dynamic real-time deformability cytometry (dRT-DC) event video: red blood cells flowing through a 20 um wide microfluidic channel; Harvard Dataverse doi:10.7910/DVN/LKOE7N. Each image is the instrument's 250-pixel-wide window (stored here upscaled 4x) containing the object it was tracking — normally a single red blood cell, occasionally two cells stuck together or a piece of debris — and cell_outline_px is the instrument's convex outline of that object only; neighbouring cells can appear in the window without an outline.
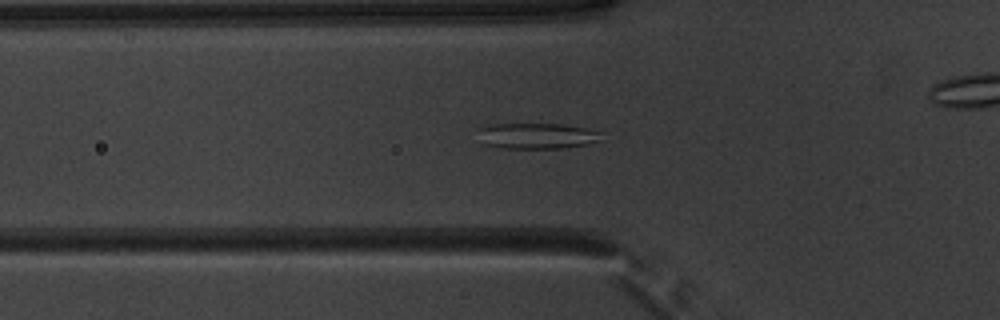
{"species": "common noctule bat (a hibernating species)", "species_latin": "Nyctalus noctula", "temperature_condition": "warm", "stored_images_in_passage": 38, "camera_frame_rate_fps": 3000, "um_per_image_px": 0.085, "animal": {"sex": "male", "body_mass_g": 20.1, "forearm_length_mm": 53.5}, "frame": {"image": 1, "passage_image": 8, "time_ms": 2.333, "image_size_px": [1000, 320], "cell_outline_px": [[600, 140], [588, 144], [560, 148], [500, 148], [480, 144], [476, 128], [488, 124], [560, 124], [588, 128], [600, 132]], "centroid_in_image_um": [45.52, 11.55], "position_along_channel_um": 80.3, "area_um2": 18.84}}
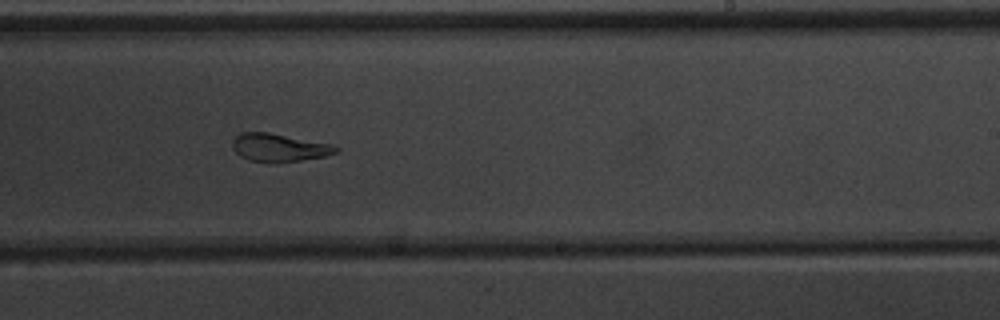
{"frame": {"image": 2, "passage_image": 22, "time_ms": 7.0, "image_size_px": [1000, 320], "cell_outline_px": [[340, 152], [324, 156], [300, 160], [248, 160], [240, 156], [232, 148], [232, 140], [240, 132], [268, 132], [332, 144], [340, 148]], "centroid_in_image_um": [23.73, 12.5], "position_along_channel_um": 265.3, "area_um2": 16.42}}
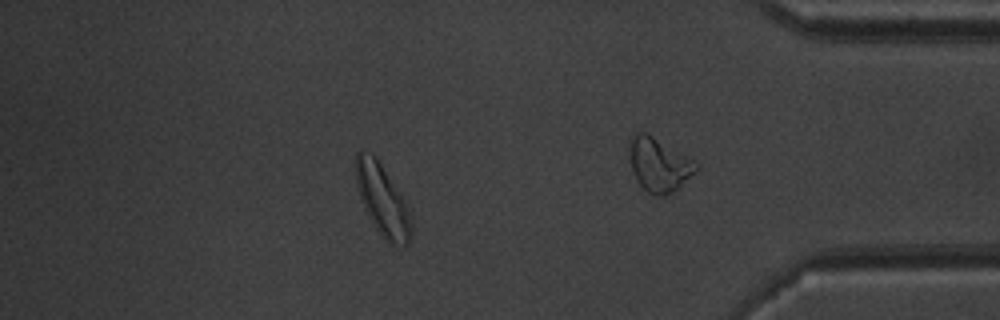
{"frame": {"image": 3, "passage_image": 31, "time_ms": 10.0, "image_size_px": [1000, 320], "cell_outline_px": [[412, 236], [408, 244], [388, 244], [376, 228], [360, 196], [356, 184], [356, 152], [360, 152], [376, 156], [400, 192], [408, 208], [412, 220]], "centroid_in_image_um": [32.55, 17.03], "position_along_channel_um": 402.6, "area_um2": 22.54}, "authors_computed_cell_mechanics": {"area_um2": 18.2937, "velocity_mm_per_s": 3.951, "shape_relaxation_time_tau1_ms": 6.4408, "shape_relaxation_time_tau2_ms": 2.498, "deformation_change_tau1": 0.1749, "deformation_change_tau2": 0.104}}